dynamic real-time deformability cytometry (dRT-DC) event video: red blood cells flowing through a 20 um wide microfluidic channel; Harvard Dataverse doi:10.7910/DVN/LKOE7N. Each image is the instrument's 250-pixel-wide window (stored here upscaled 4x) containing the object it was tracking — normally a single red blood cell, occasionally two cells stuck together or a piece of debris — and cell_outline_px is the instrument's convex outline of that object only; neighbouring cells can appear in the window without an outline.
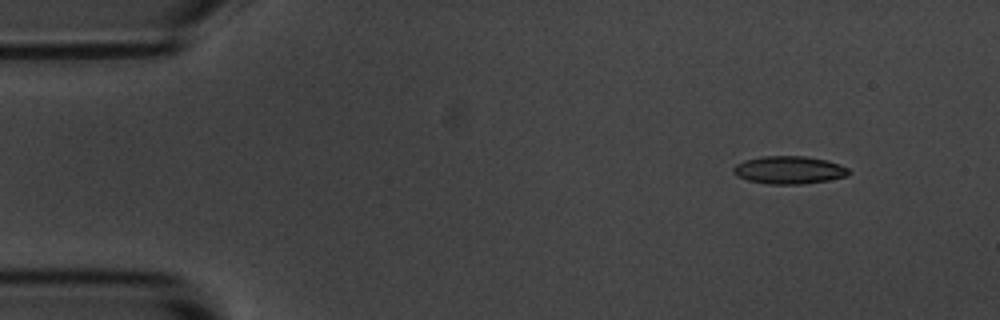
{"species": "common noctule bat (a hibernating species)", "species_latin": "Nyctalus noctula", "temperature_condition": "room temperature", "stored_images_in_passage": 4, "camera_frame_rate_fps": 3000, "um_per_image_px": 0.085, "animal": {"sex": "male", "body_mass_g": 20.1, "forearm_length_mm": 53.5}, "frame": {"image": 1, "passage_image": 1, "time_ms": 0.0, "image_size_px": [1000, 320], "cell_outline_px": [[852, 172], [848, 176], [828, 180], [800, 184], [768, 184], [748, 180], [736, 176], [732, 172], [732, 168], [736, 164], [744, 160], [760, 156], [804, 156], [828, 160], [840, 164], [848, 168]], "centroid_in_image_um": [67.07, 14.44], "position_along_channel_um": 17.9, "area_um2": 18.9}}
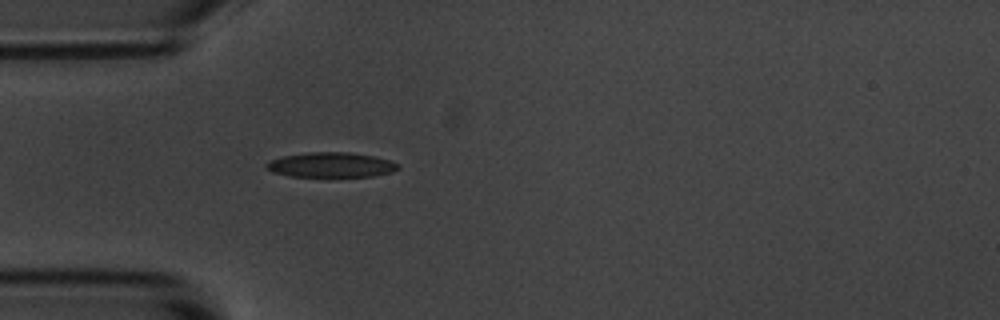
{"frame": {"image": 2, "passage_image": 4, "time_ms": 3.333, "image_size_px": [1000, 320], "cell_outline_px": [[400, 168], [392, 172], [372, 176], [288, 176], [272, 172], [264, 164], [272, 160], [284, 156], [308, 152], [352, 152], [372, 156], [388, 160], [400, 164]], "centroid_in_image_um": [28.16, 14.01], "position_along_channel_um": 56.8, "area_um2": 18.96}}